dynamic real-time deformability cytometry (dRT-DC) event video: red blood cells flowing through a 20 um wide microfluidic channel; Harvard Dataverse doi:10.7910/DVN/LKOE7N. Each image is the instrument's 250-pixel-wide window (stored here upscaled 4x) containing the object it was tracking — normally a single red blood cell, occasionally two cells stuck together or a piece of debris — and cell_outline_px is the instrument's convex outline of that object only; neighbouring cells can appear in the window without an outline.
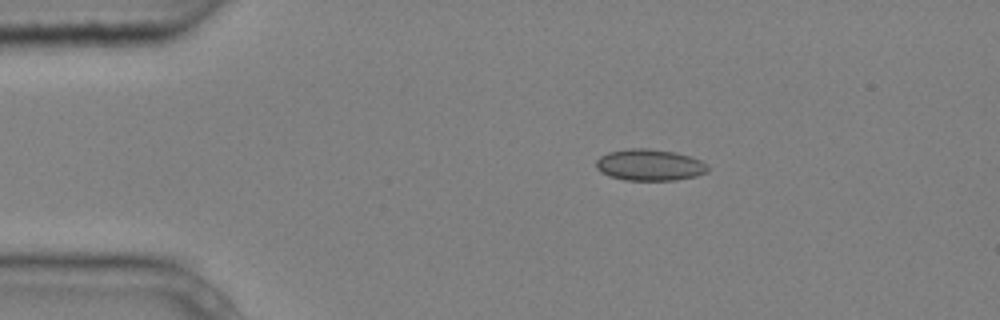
{"species": "common noctule bat (a hibernating species)", "species_latin": "Nyctalus noctula", "temperature_condition": "cold", "stored_images_in_passage": 3, "camera_frame_rate_fps": 3000, "um_per_image_px": 0.085, "animal": {"sex": "male", "body_mass_g": 20.4}, "frame": {"image": 1, "passage_image": 2, "time_ms": 0.333, "image_size_px": [1000, 320], "cell_outline_px": [[708, 172], [696, 176], [676, 180], [624, 180], [608, 176], [600, 172], [596, 168], [596, 160], [600, 156], [608, 152], [632, 148], [648, 148], [676, 152], [700, 160], [708, 164]], "centroid_in_image_um": [55.21, 14.02], "position_along_channel_um": 29.8, "area_um2": 20.63}}